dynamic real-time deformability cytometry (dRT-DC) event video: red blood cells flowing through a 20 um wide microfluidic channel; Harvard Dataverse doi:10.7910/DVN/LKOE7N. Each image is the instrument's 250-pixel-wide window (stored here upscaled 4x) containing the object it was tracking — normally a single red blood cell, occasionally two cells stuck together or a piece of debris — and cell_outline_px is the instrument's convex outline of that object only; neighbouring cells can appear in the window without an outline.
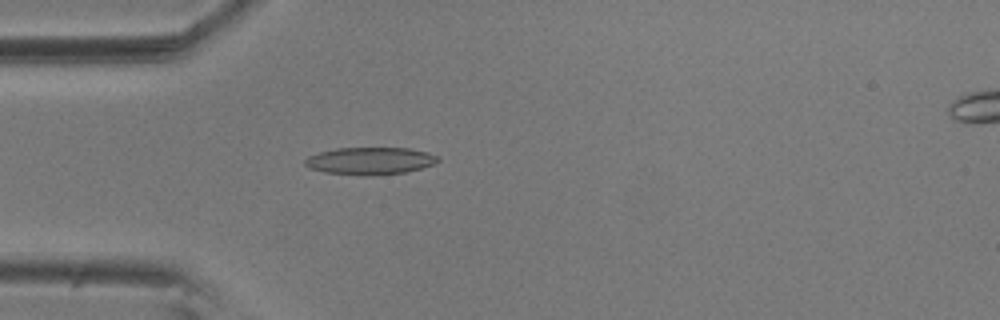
{"species": "common noctule bat (a hibernating species)", "species_latin": "Nyctalus noctula", "temperature_condition": "room temperature", "stored_images_in_passage": 55, "camera_frame_rate_fps": 3000, "um_per_image_px": 0.085, "animal": {"sex": "male", "body_mass_g": 20.5, "forearm_length_mm": 52.5}, "frame": {"image": 1, "passage_image": 15, "time_ms": 4.667, "image_size_px": [1000, 320], "cell_outline_px": [[440, 160], [432, 164], [420, 168], [404, 172], [372, 176], [364, 176], [324, 172], [308, 168], [304, 164], [304, 160], [308, 156], [320, 152], [336, 148], [408, 148], [428, 152], [440, 156]], "centroid_in_image_um": [31.44, 13.68], "position_along_channel_um": 53.6, "area_um2": 21.27}}
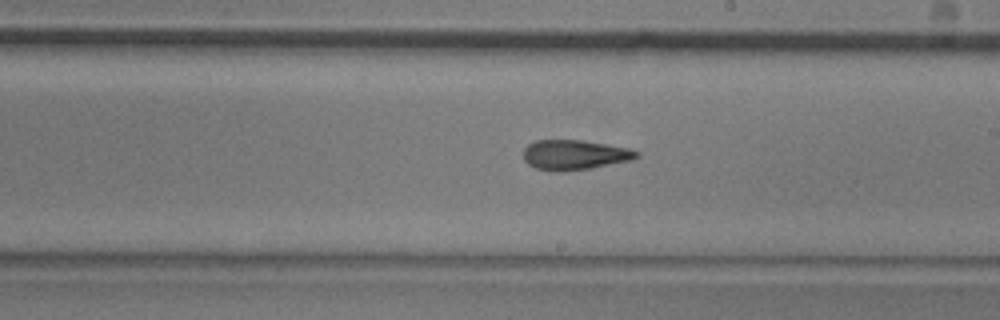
{"frame": {"image": 2, "passage_image": 31, "time_ms": 10.0, "image_size_px": [1000, 320], "cell_outline_px": [[640, 156], [632, 160], [588, 168], [564, 172], [552, 172], [536, 168], [528, 164], [524, 160], [524, 148], [528, 144], [536, 140], [580, 140], [628, 148], [640, 152]], "centroid_in_image_um": [48.81, 13.17], "position_along_channel_um": 240.2, "area_um2": 19.71}}
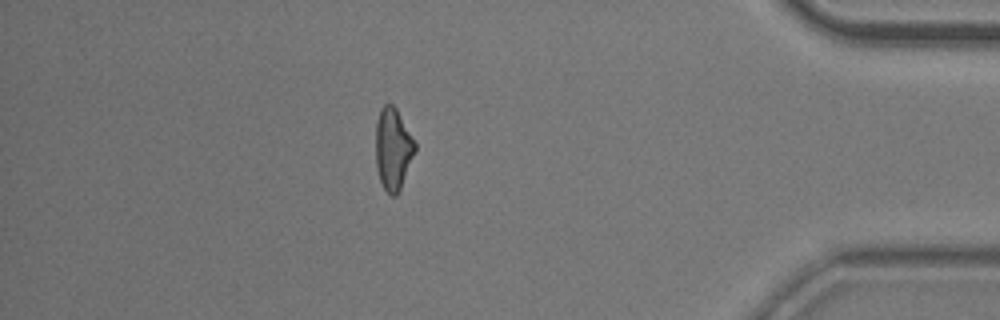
{"frame": {"image": 3, "passage_image": 48, "time_ms": 15.667, "image_size_px": [1000, 320], "cell_outline_px": [[416, 148], [400, 188], [396, 196], [392, 196], [384, 188], [380, 180], [376, 168], [376, 124], [380, 108], [384, 104], [392, 104], [396, 108], [416, 144]], "centroid_in_image_um": [33.38, 12.64], "position_along_channel_um": 401.8, "area_um2": 18.38}, "authors_computed_cell_mechanics": {"area_um2": 19.7098, "velocity_mm_per_s": 3.5967, "shape_relaxation_time_tau1_ms": 5.6262, "shape_relaxation_time_tau2_ms": 3.2133, "deformation_change_tau1": 0.1814, "deformation_change_tau2": 0.1374}}